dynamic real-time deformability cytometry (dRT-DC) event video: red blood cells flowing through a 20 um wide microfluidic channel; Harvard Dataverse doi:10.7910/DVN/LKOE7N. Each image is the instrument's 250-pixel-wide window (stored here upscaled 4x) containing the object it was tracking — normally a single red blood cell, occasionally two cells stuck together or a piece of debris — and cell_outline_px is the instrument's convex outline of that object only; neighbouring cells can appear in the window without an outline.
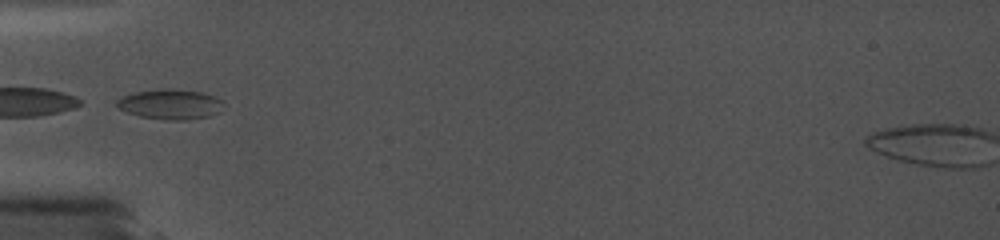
{"species": "common noctule bat (a hibernating species)", "species_latin": "Nyctalus noctula", "temperature_condition": "cold", "stored_images_in_passage": 29, "camera_frame_rate_fps": 5000, "um_per_image_px": 0.085, "animal": {"sex": "female", "body_mass_g": 19.0, "forearm_length_mm": 56.7}, "frame": {"image": 1, "passage_image": 1, "time_ms": 0.0, "image_size_px": [1000, 240], "cell_outline_px": [[220, 112], [208, 116], [184, 120], [164, 120], [140, 116], [128, 112], [120, 108], [116, 104], [116, 100], [120, 96], [132, 92], [164, 88], [168, 88], [200, 92], [212, 96], [220, 100]], "centroid_in_image_um": [14.4, 8.85], "position_along_channel_um": 70.6, "area_um2": 18.5}}
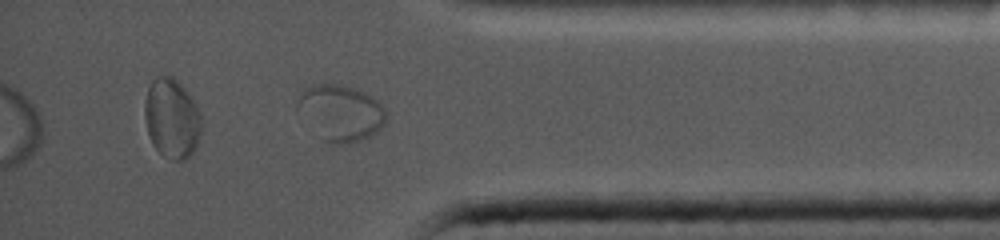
{"frame": {"image": 2, "passage_image": 25, "time_ms": 9.4, "image_size_px": [1000, 240], "cell_outline_px": [[384, 124], [376, 132], [360, 140], [348, 144], [332, 144], [320, 140], [296, 108], [296, 104], [300, 92], [304, 88], [312, 84], [336, 84], [356, 88], [372, 96], [384, 108]], "centroid_in_image_um": [28.9, 9.59], "position_along_channel_um": 406.3, "area_um2": 29.02}}